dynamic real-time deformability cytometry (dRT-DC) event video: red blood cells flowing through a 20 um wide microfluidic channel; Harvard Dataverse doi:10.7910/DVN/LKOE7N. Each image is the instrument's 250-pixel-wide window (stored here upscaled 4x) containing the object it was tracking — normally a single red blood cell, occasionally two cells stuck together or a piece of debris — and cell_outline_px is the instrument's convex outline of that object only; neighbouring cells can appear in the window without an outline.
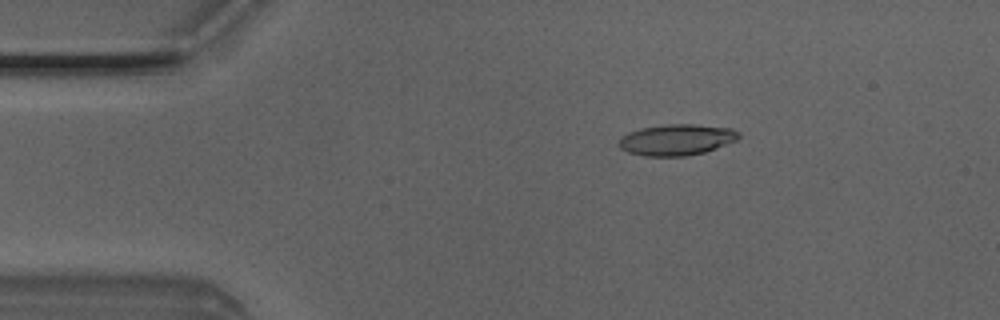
{"species": "Egyptian fruit bat (a non-hibernating species)", "species_latin": "Rousettus aegyptiacus", "temperature_condition": "room temperature", "stored_images_in_passage": 2, "camera_frame_rate_fps": 3000, "um_per_image_px": 0.085, "animal": {"sex": "male"}, "frame": {"image": 1, "passage_image": 2, "time_ms": 0.333, "image_size_px": [1000, 320], "cell_outline_px": [[740, 136], [736, 140], [704, 152], [684, 156], [644, 156], [628, 152], [620, 148], [616, 144], [616, 140], [620, 136], [628, 132], [640, 128], [668, 124], [696, 124], [732, 128], [740, 132]], "centroid_in_image_um": [57.45, 11.87], "position_along_channel_um": 27.5, "area_um2": 21.91}}